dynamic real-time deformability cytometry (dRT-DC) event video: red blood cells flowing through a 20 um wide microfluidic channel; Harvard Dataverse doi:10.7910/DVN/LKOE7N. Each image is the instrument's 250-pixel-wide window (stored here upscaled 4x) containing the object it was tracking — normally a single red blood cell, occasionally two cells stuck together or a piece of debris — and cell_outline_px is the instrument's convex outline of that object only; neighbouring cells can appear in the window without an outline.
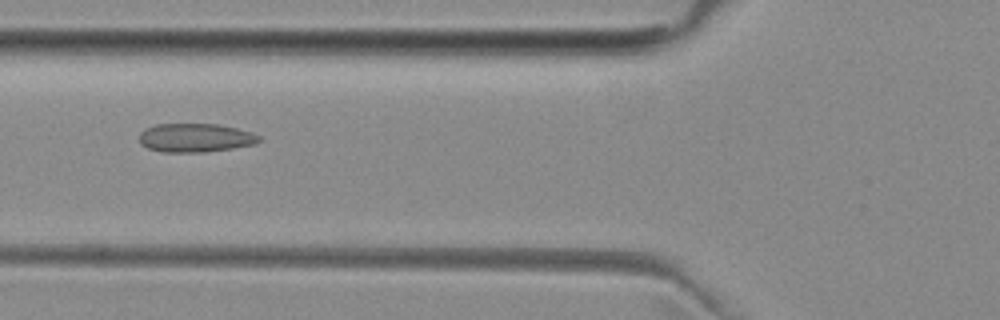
{"species": "common noctule bat (a hibernating species)", "species_latin": "Nyctalus noctula", "temperature_condition": "room temperature", "stored_images_in_passage": 6, "camera_frame_rate_fps": 3000, "um_per_image_px": 0.085, "animal": {"sex": "female", "body_mass_g": 29.2, "forearm_length_mm": 56.3}, "frame": {"image": 1, "passage_image": 6, "time_ms": 5.667, "image_size_px": [1000, 320], "cell_outline_px": [[260, 140], [256, 144], [232, 148], [204, 152], [164, 152], [148, 148], [140, 144], [140, 132], [144, 128], [156, 124], [216, 124], [236, 128], [252, 132], [260, 136]], "centroid_in_image_um": [16.59, 11.71], "position_along_channel_um": 109.2, "area_um2": 20.06}}